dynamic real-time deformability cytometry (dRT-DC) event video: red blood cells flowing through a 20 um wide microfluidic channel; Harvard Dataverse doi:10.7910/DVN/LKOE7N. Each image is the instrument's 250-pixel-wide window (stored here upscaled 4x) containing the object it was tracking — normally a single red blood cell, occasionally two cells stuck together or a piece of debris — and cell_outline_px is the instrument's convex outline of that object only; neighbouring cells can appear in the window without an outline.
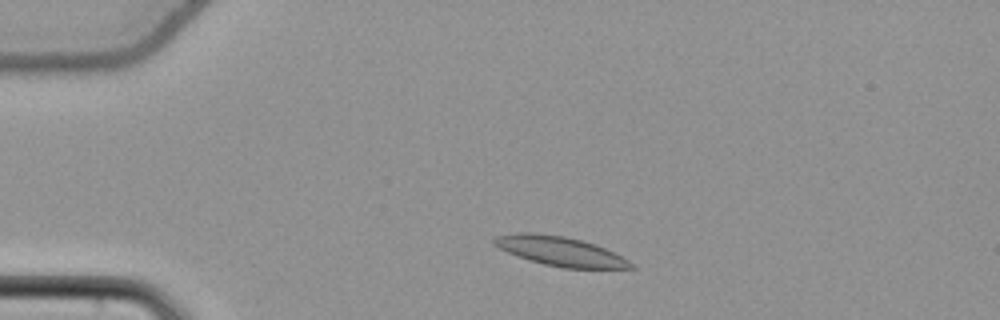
{"species": "common noctule bat (a hibernating species)", "species_latin": "Nyctalus noctula", "temperature_condition": "cold", "stored_images_in_passage": 47, "camera_frame_rate_fps": 3000, "um_per_image_px": 0.085, "animal": {"sex": "female", "body_mass_g": 22.7, "forearm_length_mm": 54.2}, "frame": {"image": 1, "passage_image": 5, "time_ms": 1.333, "image_size_px": [1000, 320], "cell_outline_px": [[636, 268], [564, 268], [544, 264], [508, 252], [492, 244], [492, 240], [496, 236], [516, 232], [536, 232], [564, 236], [584, 240], [596, 244], [628, 260]], "centroid_in_image_um": [47.59, 21.33], "position_along_channel_um": 37.4, "area_um2": 23.18}}
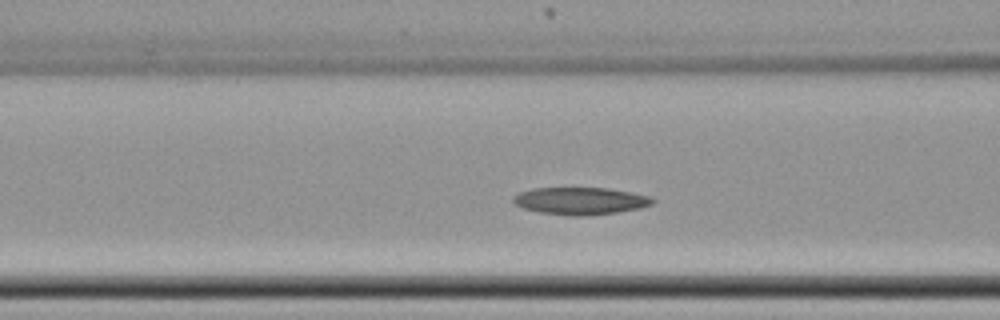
{"frame": {"image": 2, "passage_image": 15, "time_ms": 4.667, "image_size_px": [1000, 320], "cell_outline_px": [[656, 200], [652, 204], [640, 208], [616, 212], [584, 216], [572, 216], [540, 212], [524, 208], [516, 204], [512, 200], [512, 196], [520, 192], [532, 188], [608, 188], [648, 196]], "centroid_in_image_um": [49.31, 17.07], "position_along_channel_um": 117.3, "area_um2": 21.96}}
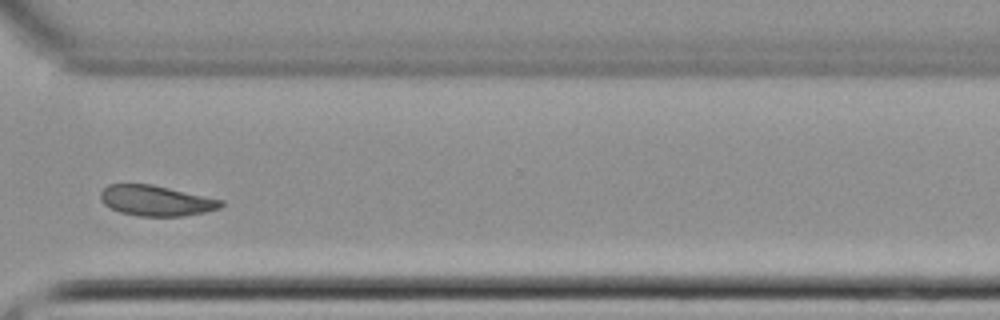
{"frame": {"image": 3, "passage_image": 34, "time_ms": 11.0, "image_size_px": [1000, 320], "cell_outline_px": [[224, 204], [220, 208], [204, 212], [184, 216], [140, 216], [120, 212], [104, 204], [100, 200], [100, 192], [108, 184], [152, 184], [224, 200]], "centroid_in_image_um": [13.27, 17.05], "position_along_channel_um": 357.3, "area_um2": 21.39}, "authors_computed_cell_mechanics": {"area_um2": 21.8484, "velocity_mm_per_s": 3.7792, "shape_relaxation_time_tau1_ms": null, "shape_relaxation_time_tau2_ms": 4.4396, "deformation_change_tau1": null, "deformation_change_tau2": 0.0741}}